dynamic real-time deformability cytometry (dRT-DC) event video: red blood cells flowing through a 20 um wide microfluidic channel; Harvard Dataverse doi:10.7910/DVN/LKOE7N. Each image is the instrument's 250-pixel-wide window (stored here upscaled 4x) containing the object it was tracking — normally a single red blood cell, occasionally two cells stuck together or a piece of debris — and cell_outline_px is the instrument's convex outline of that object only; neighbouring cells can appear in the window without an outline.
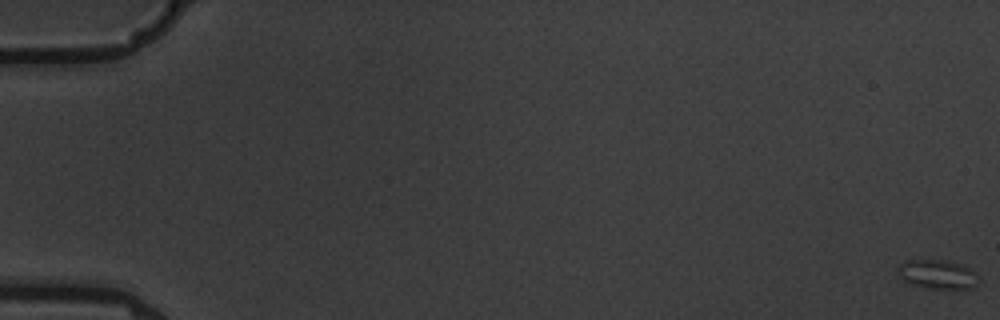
{"species": "common noctule bat (a hibernating species)", "species_latin": "Nyctalus noctula", "temperature_condition": "warm", "stored_images_in_passage": 6, "camera_frame_rate_fps": 3000, "um_per_image_px": 0.085, "animal": {"sex": "male", "body_mass_g": 19.5, "forearm_length_mm": 54.6}, "frame": {"image": 1, "passage_image": 1, "time_ms": 0.0, "image_size_px": [1000, 320], "cell_outline_px": [[976, 284], [972, 288], [932, 288], [912, 284], [904, 280], [896, 272], [900, 264], [904, 260], [940, 260], [956, 264], [968, 268], [972, 272]], "centroid_in_image_um": [79.57, 23.31], "position_along_channel_um": 5.4, "area_um2": 12.95}}